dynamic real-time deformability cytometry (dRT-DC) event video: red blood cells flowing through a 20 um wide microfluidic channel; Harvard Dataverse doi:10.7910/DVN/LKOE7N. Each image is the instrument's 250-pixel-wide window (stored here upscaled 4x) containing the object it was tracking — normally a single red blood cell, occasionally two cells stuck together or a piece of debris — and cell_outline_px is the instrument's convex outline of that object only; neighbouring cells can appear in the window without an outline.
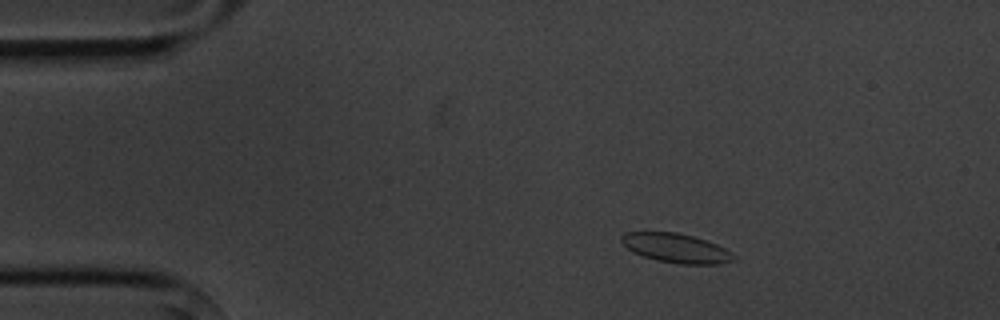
{"species": "common noctule bat (a hibernating species)", "species_latin": "Nyctalus noctula", "temperature_condition": "cold", "stored_images_in_passage": 4, "camera_frame_rate_fps": 3000, "um_per_image_px": 0.085, "animal": {"sex": "male", "body_mass_g": 20.1, "forearm_length_mm": 53.5}, "frame": {"image": 1, "passage_image": 2, "time_ms": 2.333, "image_size_px": [1000, 320], "cell_outline_px": [[736, 260], [720, 264], [680, 264], [656, 260], [632, 252], [620, 240], [620, 236], [624, 232], [676, 232], [692, 236], [716, 244], [724, 248], [736, 256]], "centroid_in_image_um": [57.46, 21.09], "position_along_channel_um": 27.5, "area_um2": 19.07}}